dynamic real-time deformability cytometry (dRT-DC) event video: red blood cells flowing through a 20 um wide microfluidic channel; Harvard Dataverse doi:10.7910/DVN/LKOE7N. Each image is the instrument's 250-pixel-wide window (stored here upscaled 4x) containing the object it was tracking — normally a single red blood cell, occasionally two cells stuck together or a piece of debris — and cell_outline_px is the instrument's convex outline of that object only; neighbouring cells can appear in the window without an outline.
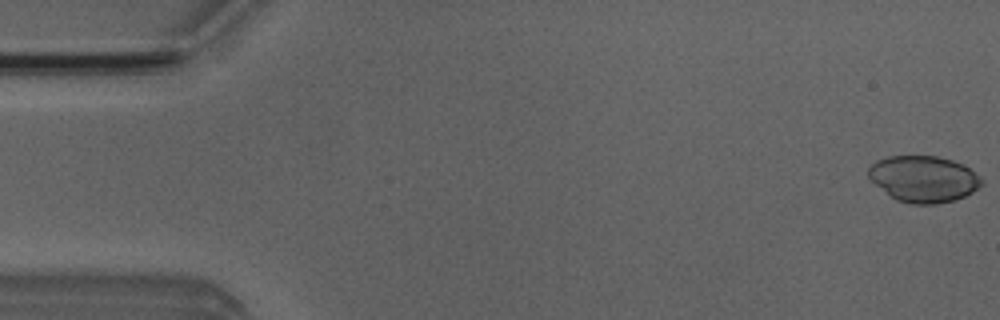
{"species": "Egyptian fruit bat (a non-hibernating species)", "species_latin": "Rousettus aegyptiacus", "temperature_condition": "room temperature", "stored_images_in_passage": 7, "camera_frame_rate_fps": 3000, "um_per_image_px": 0.085, "animal": {"sex": "male"}, "frame": {"image": 1, "passage_image": 1, "time_ms": 0.0, "image_size_px": [1000, 320], "cell_outline_px": [[984, 184], [972, 192], [964, 196], [952, 200], [936, 204], [912, 204], [896, 200], [876, 184], [868, 176], [868, 168], [876, 160], [888, 156], [936, 156], [952, 160], [968, 168]], "centroid_in_image_um": [78.46, 15.21], "position_along_channel_um": 6.5, "area_um2": 30.06}}